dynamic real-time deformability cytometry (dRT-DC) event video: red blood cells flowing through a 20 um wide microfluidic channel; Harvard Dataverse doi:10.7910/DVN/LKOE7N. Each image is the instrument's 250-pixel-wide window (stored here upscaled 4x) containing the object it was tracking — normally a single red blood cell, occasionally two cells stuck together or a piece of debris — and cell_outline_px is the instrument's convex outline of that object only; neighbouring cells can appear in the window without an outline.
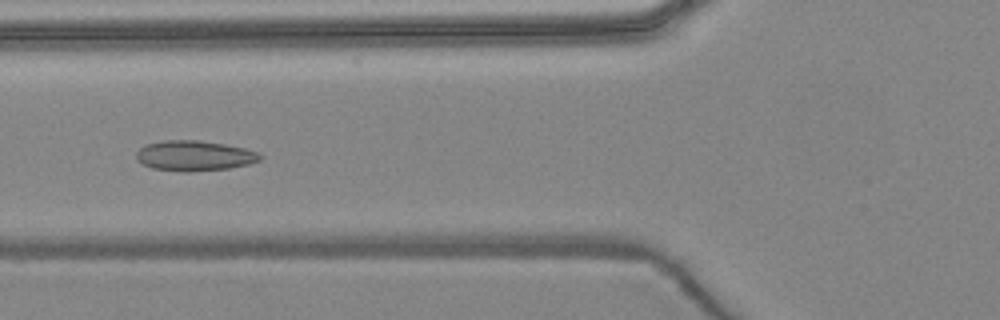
{"species": "common noctule bat (a hibernating species)", "species_latin": "Nyctalus noctula", "temperature_condition": "warm", "stored_images_in_passage": 5, "camera_frame_rate_fps": 3000, "um_per_image_px": 0.085, "animal": {"sex": "female", "body_mass_g": 24.6, "forearm_length_mm": 56.2}, "frame": {"image": 1, "passage_image": 5, "time_ms": 4.667, "image_size_px": [1000, 320], "cell_outline_px": [[264, 156], [260, 160], [248, 164], [228, 168], [192, 172], [180, 172], [152, 168], [136, 160], [136, 152], [144, 144], [164, 140], [200, 140], [224, 144], [244, 148], [260, 152]], "centroid_in_image_um": [16.52, 13.24], "position_along_channel_um": 109.3, "area_um2": 22.08}}